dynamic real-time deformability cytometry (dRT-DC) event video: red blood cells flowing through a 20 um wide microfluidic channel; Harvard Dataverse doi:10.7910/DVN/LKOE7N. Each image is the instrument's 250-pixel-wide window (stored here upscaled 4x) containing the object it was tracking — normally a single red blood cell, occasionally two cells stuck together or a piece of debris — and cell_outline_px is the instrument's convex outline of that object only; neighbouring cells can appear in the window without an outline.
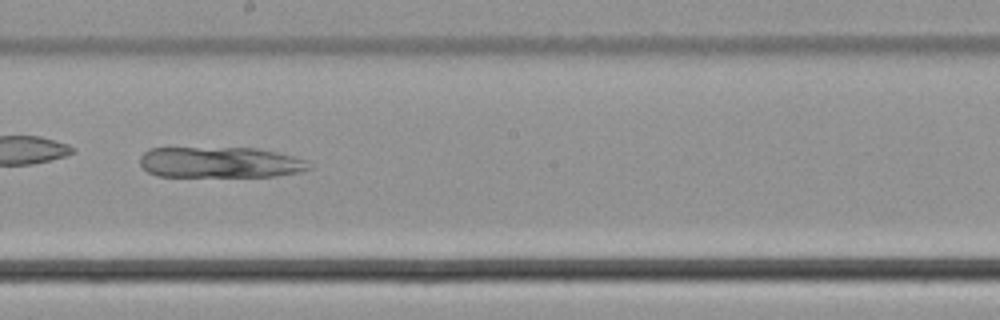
{"species": "common noctule bat (a hibernating species)", "species_latin": "Nyctalus noctula", "temperature_condition": "cold", "stored_images_in_passage": 32, "camera_frame_rate_fps": 3000, "um_per_image_px": 0.085, "animal": {"sex": "male", "body_mass_g": 21.5, "forearm_length_mm": 52.0}, "frame": {"image": 1, "passage_image": 14, "time_ms": 4.333, "image_size_px": [1000, 320], "cell_outline_px": [[312, 168], [300, 172], [276, 176], [156, 176], [148, 172], [140, 164], [140, 156], [148, 148], [256, 148], [276, 152], [308, 160]], "centroid_in_image_um": [18.72, 13.8], "position_along_channel_um": 229.5, "area_um2": 30.52}}